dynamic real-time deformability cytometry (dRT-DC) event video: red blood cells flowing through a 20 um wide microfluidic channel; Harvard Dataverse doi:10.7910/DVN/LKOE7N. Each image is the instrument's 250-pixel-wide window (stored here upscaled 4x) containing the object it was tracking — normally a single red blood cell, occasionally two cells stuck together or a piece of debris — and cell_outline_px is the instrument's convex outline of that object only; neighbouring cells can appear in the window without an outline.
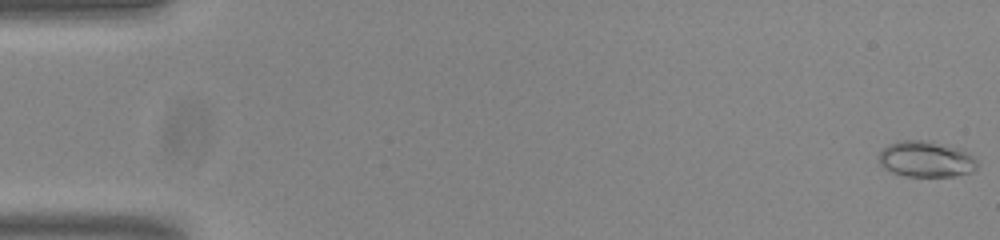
{"species": "common noctule bat (a hibernating species)", "species_latin": "Nyctalus noctula", "temperature_condition": "room temperature", "stored_images_in_passage": 15, "camera_frame_rate_fps": 3000, "um_per_image_px": 0.085, "animal": {"sex": "male", "body_mass_g": 20.0, "forearm_length_mm": 53.3}, "frame": {"image": 1, "passage_image": 1, "time_ms": 0.0, "image_size_px": [1000, 240], "cell_outline_px": [[976, 168], [972, 172], [956, 176], [904, 176], [892, 172], [884, 168], [880, 164], [880, 152], [888, 144], [900, 140], [928, 140], [964, 148], [976, 160]], "centroid_in_image_um": [78.74, 13.51], "position_along_channel_um": 6.3, "area_um2": 20.87}}